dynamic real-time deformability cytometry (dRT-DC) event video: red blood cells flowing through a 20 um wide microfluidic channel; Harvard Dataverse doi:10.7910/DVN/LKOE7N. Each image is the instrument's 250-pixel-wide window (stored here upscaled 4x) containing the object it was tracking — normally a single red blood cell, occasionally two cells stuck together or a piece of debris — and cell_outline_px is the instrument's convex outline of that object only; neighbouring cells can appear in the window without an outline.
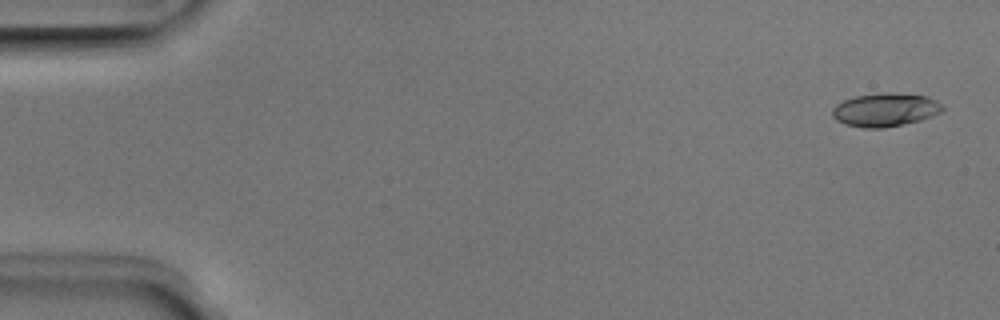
{"species": "Egyptian fruit bat (a non-hibernating species)", "species_latin": "Rousettus aegyptiacus", "temperature_condition": "room temperature", "stored_images_in_passage": 51, "camera_frame_rate_fps": 3000, "um_per_image_px": 0.085, "animal": {"sex": "male"}, "frame": {"image": 1, "passage_image": 2, "time_ms": 0.333, "image_size_px": [1000, 320], "cell_outline_px": [[944, 108], [940, 112], [932, 116], [920, 120], [904, 124], [884, 128], [864, 128], [844, 124], [836, 120], [832, 116], [832, 108], [836, 104], [844, 100], [856, 96], [884, 92], [892, 92], [928, 96], [944, 104]], "centroid_in_image_um": [75.25, 9.33], "position_along_channel_um": 9.7, "area_um2": 21.68}}
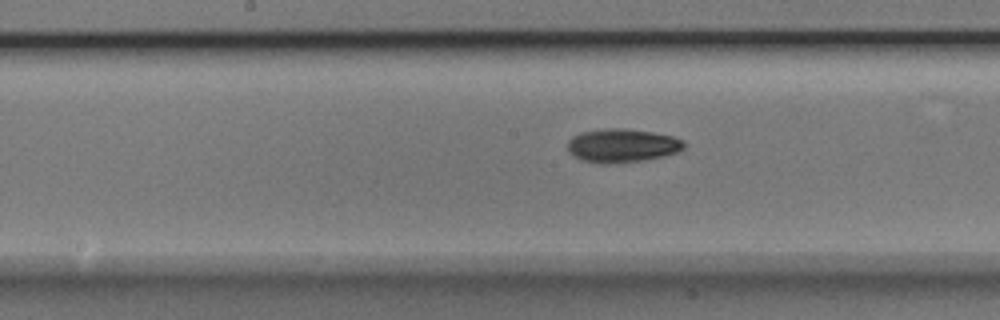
{"frame": {"image": 2, "passage_image": 26, "time_ms": 8.333, "image_size_px": [1000, 320], "cell_outline_px": [[688, 144], [684, 148], [676, 152], [664, 156], [644, 160], [580, 160], [572, 156], [568, 152], [568, 140], [572, 136], [580, 132], [604, 128], [624, 128], [652, 132], [672, 136], [684, 140]], "centroid_in_image_um": [52.91, 12.31], "position_along_channel_um": 195.3, "area_um2": 22.14}}
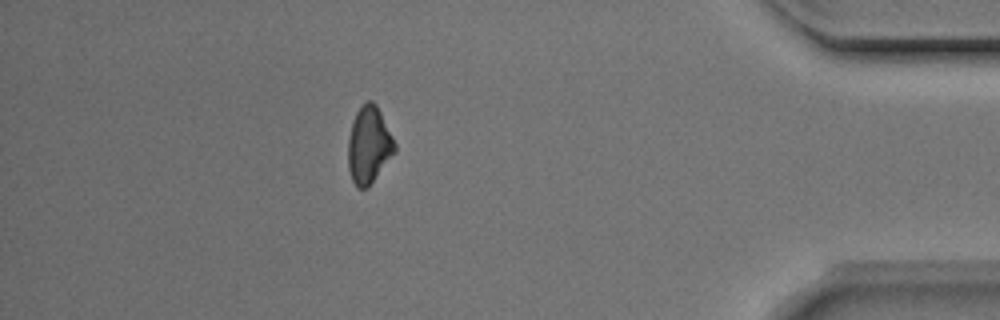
{"frame": {"image": 3, "passage_image": 45, "time_ms": 14.667, "image_size_px": [1000, 320], "cell_outline_px": [[396, 152], [368, 188], [356, 188], [352, 180], [348, 168], [348, 136], [356, 112], [368, 100], [372, 100], [376, 104], [396, 144]], "centroid_in_image_um": [31.35, 12.37], "position_along_channel_um": 403.8, "area_um2": 20.92}, "authors_computed_cell_mechanics": {"area_um2": 21.2126, "velocity_mm_per_s": 3.9793, "shape_relaxation_time_tau1_ms": 3.271, "shape_relaxation_time_tau2_ms": null, "deformation_change_tau1": 0.1161, "deformation_change_tau2": null}}